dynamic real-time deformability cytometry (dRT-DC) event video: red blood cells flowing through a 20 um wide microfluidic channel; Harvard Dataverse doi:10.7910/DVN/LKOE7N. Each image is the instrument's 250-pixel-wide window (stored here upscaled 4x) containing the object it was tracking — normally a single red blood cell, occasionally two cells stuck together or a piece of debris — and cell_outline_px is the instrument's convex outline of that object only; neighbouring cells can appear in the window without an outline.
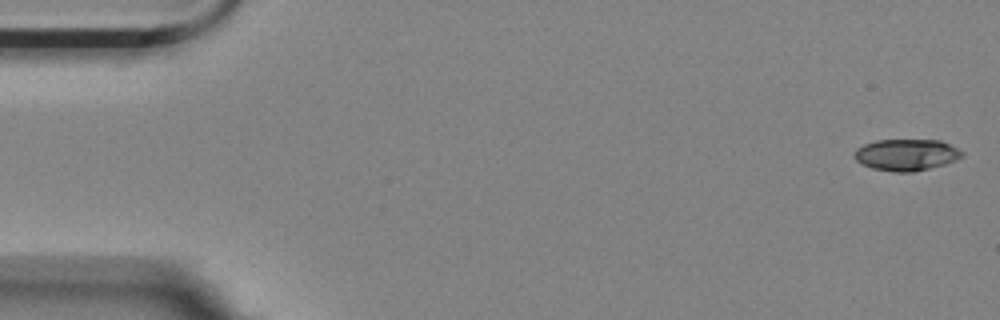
{"species": "Egyptian fruit bat (a non-hibernating species)", "species_latin": "Rousettus aegyptiacus", "temperature_condition": "room temperature", "stored_images_in_passage": 57, "camera_frame_rate_fps": 3000, "um_per_image_px": 0.085, "animal": {"sex": "female"}, "frame": {"image": 1, "passage_image": 1, "time_ms": 0.0, "image_size_px": [1000, 320], "cell_outline_px": [[964, 156], [956, 160], [944, 164], [912, 172], [892, 172], [872, 168], [860, 164], [852, 156], [856, 148], [864, 144], [876, 140], [940, 140], [964, 152]], "centroid_in_image_um": [77.0, 13.16], "position_along_channel_um": 8.0, "area_um2": 19.88}}
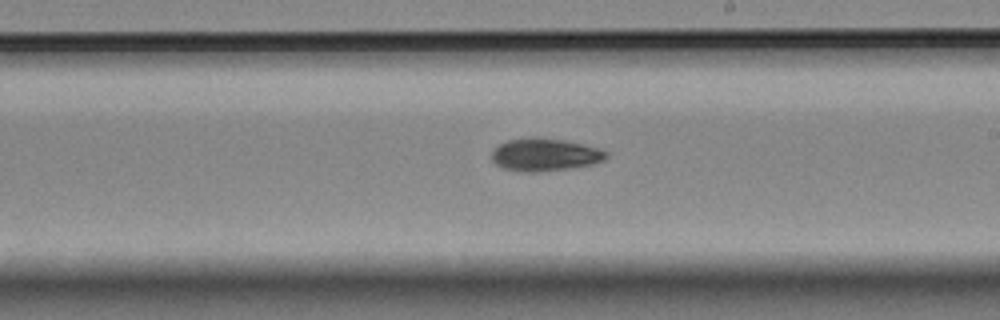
{"frame": {"image": 2, "passage_image": 32, "time_ms": 10.333, "image_size_px": [1000, 320], "cell_outline_px": [[608, 156], [604, 160], [592, 164], [568, 168], [536, 172], [520, 172], [504, 168], [496, 164], [492, 160], [492, 148], [508, 140], [528, 136], [536, 136], [564, 140], [584, 144], [600, 148], [608, 152]], "centroid_in_image_um": [46.3, 13.13], "position_along_channel_um": 242.7, "area_um2": 22.08}}
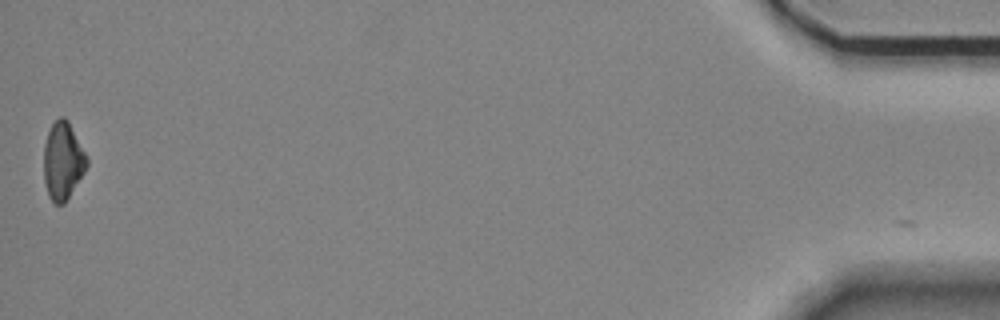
{"frame": {"image": 3, "passage_image": 56, "time_ms": 18.333, "image_size_px": [1000, 320], "cell_outline_px": [[88, 164], [84, 172], [64, 204], [56, 204], [48, 196], [44, 180], [44, 144], [48, 132], [52, 124], [60, 116], [64, 116], [68, 120], [88, 160]], "centroid_in_image_um": [5.32, 13.68], "position_along_channel_um": 429.9, "area_um2": 19.19}, "authors_computed_cell_mechanics": {"area_um2": 20.6924, "velocity_mm_per_s": 3.5186, "shape_relaxation_time_tau1_ms": 4.3152, "shape_relaxation_time_tau2_ms": null, "deformation_change_tau1": 0.1269, "deformation_change_tau2": null}}